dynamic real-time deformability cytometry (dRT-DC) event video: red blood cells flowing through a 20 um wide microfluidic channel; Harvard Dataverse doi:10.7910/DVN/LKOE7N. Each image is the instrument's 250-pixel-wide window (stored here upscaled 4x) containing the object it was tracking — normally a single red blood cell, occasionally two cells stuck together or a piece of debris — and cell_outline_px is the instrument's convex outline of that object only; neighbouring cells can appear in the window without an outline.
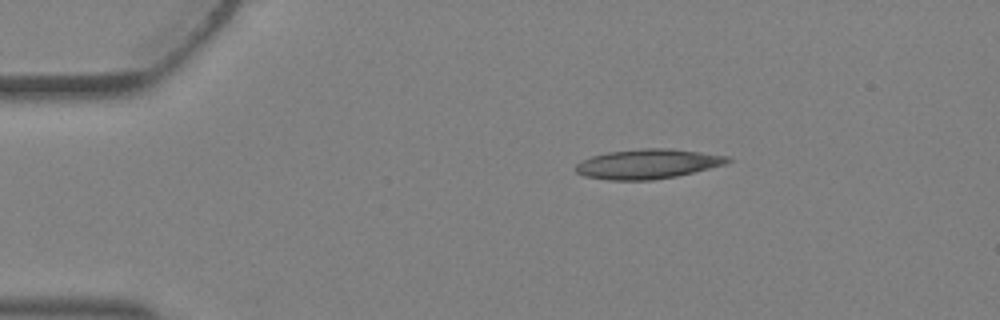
{"species": "Egyptian fruit bat (a non-hibernating species)", "species_latin": "Rousettus aegyptiacus", "temperature_condition": "warm", "stored_images_in_passage": 1, "camera_frame_rate_fps": 3000, "um_per_image_px": 0.085, "animal": {"sex": "female"}, "frame": {"image": 1, "passage_image": 1, "time_ms": 0.0, "image_size_px": [1000, 320], "cell_outline_px": [[732, 160], [724, 164], [676, 176], [652, 180], [608, 180], [584, 176], [576, 172], [576, 164], [592, 156], [608, 152], [644, 148], [668, 148], [700, 152], [728, 156]], "centroid_in_image_um": [55.03, 13.93], "position_along_channel_um": 30.0, "area_um2": 25.95}}